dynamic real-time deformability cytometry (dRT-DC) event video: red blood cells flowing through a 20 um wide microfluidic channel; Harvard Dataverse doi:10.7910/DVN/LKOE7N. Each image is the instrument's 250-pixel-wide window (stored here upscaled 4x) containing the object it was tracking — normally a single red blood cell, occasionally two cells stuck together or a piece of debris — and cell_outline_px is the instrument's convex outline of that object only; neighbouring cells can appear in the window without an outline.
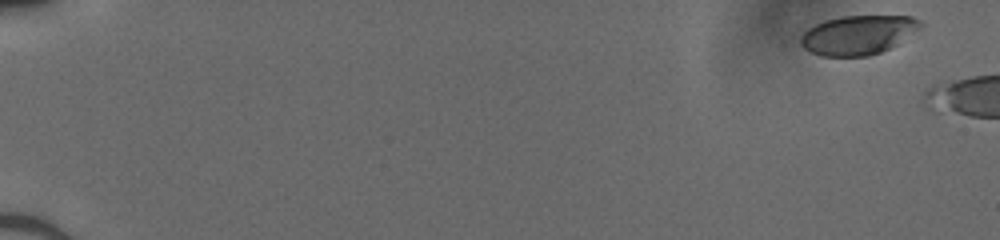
{"species": "human", "species_latin": "Homo sapiens", "temperature_condition": "cold", "stored_images_in_passage": 3, "camera_frame_rate_fps": 3000, "um_per_image_px": 0.085, "donor": {"sex": "male"}, "frame": {"image": 1, "passage_image": 1, "time_ms": 0.0, "image_size_px": [1000, 240], "cell_outline_px": [[924, 24], [920, 28], [896, 44], [880, 52], [868, 56], [820, 56], [804, 48], [800, 44], [800, 36], [808, 28], [824, 20], [840, 16], [912, 16], [920, 20]], "centroid_in_image_um": [72.91, 2.96], "position_along_channel_um": 12.1, "area_um2": 27.28}}